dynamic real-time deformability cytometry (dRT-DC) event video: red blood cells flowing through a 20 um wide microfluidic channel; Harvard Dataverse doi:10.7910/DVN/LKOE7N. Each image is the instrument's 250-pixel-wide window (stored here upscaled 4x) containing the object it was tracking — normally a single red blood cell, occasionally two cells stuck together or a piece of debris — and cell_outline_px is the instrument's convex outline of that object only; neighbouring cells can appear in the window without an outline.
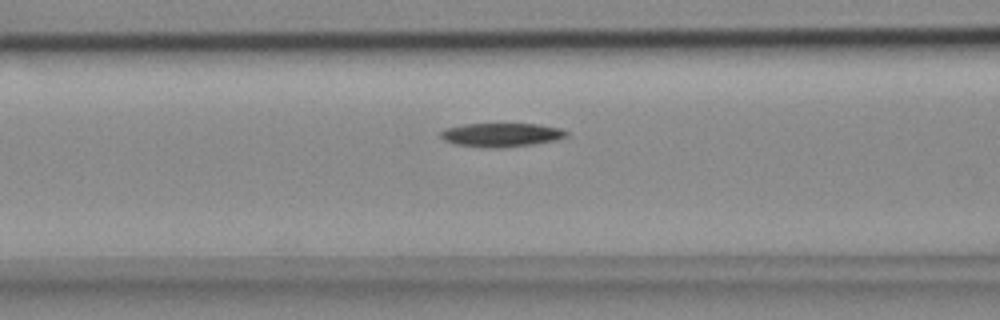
{"species": "common noctule bat (a hibernating species)", "species_latin": "Nyctalus noctula", "temperature_condition": "cold", "stored_images_in_passage": 33, "camera_frame_rate_fps": 3000, "um_per_image_px": 0.085, "animal": {"sex": "female", "body_mass_g": 18.4}, "frame": {"image": 1, "passage_image": 8, "time_ms": 2.333, "image_size_px": [1000, 320], "cell_outline_px": [[568, 136], [556, 140], [532, 144], [496, 148], [492, 148], [456, 144], [444, 140], [440, 136], [440, 132], [448, 128], [464, 124], [536, 124], [560, 128], [568, 132]], "centroid_in_image_um": [42.63, 11.46], "position_along_channel_um": 124.0, "area_um2": 17.17}}
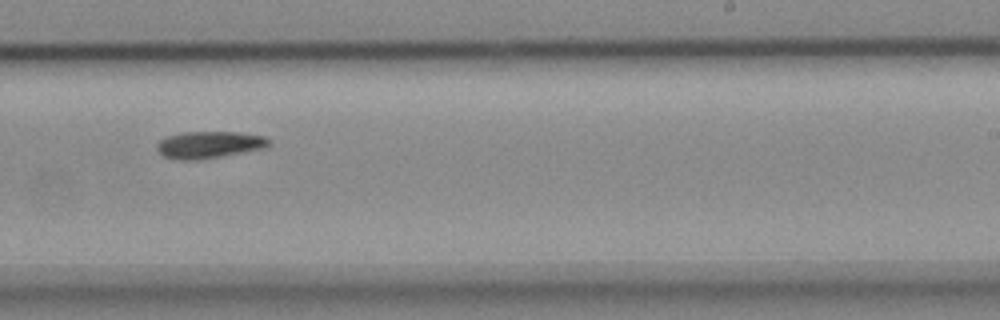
{"frame": {"image": 2, "passage_image": 20, "time_ms": 6.333, "image_size_px": [1000, 320], "cell_outline_px": [[272, 144], [268, 148], [200, 160], [176, 160], [164, 156], [156, 148], [156, 144], [160, 140], [168, 136], [180, 132], [236, 132], [264, 136], [272, 140]], "centroid_in_image_um": [17.83, 12.31], "position_along_channel_um": 271.2, "area_um2": 17.92}}
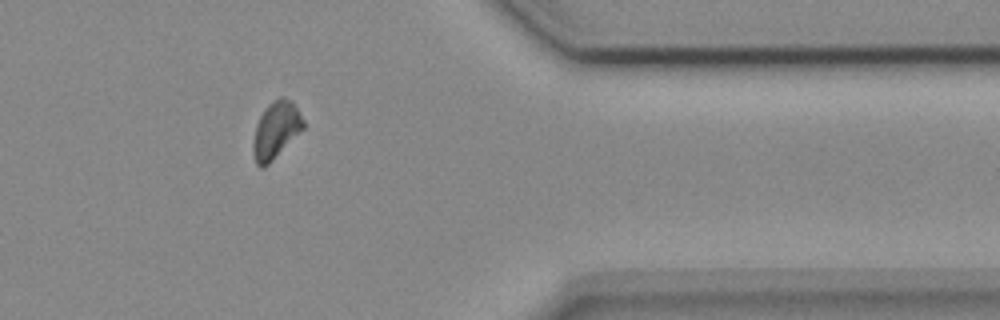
{"frame": {"image": 3, "passage_image": 31, "time_ms": 10.0, "image_size_px": [1000, 320], "cell_outline_px": [[304, 128], [264, 168], [260, 168], [256, 164], [252, 152], [252, 144], [256, 124], [264, 108], [272, 100], [280, 96], [284, 96], [292, 100], [304, 120]], "centroid_in_image_um": [23.43, 11.03], "position_along_channel_um": 388.0, "area_um2": 16.76}}